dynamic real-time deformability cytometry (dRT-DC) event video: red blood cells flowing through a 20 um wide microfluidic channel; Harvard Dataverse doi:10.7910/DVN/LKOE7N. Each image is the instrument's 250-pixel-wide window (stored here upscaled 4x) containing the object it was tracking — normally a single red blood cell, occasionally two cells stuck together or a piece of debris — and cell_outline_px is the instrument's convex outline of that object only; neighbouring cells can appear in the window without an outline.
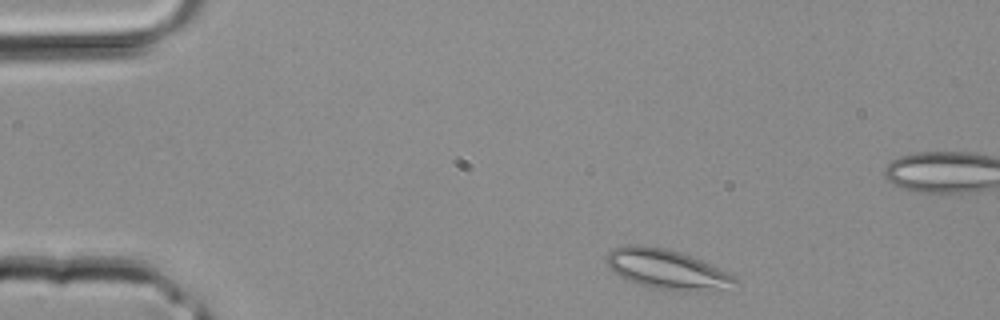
{"species": "common noctule bat (a hibernating species)", "species_latin": "Nyctalus noctula", "temperature_condition": "room temperature", "stored_images_in_passage": 35, "segment_of_instrument_passage": [1, 2], "camera_frame_rate_fps": 3000, "um_per_image_px": 0.085, "animal": {"sex": "male", "body_mass_g": 20.4}, "frame": {"image": 1, "passage_image": 2, "time_ms": 0.333, "image_size_px": [1000, 320], "cell_outline_px": [[740, 284], [708, 292], [684, 292], [652, 288], [628, 280], [612, 272], [604, 260], [608, 252], [612, 248], [628, 244], [640, 244], [664, 248], [680, 252], [692, 256], [740, 280]], "centroid_in_image_um": [56.64, 22.9], "position_along_channel_um": 28.4, "area_um2": 30.06}}
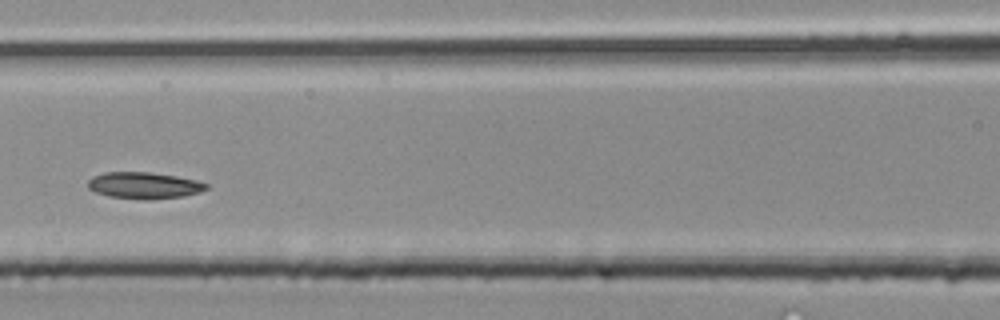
{"frame": {"image": 2, "passage_image": 13, "time_ms": 4.0, "image_size_px": [1000, 320], "cell_outline_px": [[208, 188], [200, 192], [184, 196], [152, 200], [144, 200], [108, 196], [96, 192], [88, 188], [88, 180], [92, 176], [104, 172], [148, 172], [176, 176], [196, 180], [208, 184]], "centroid_in_image_um": [12.24, 15.77], "position_along_channel_um": 154.4, "area_um2": 18.44}}
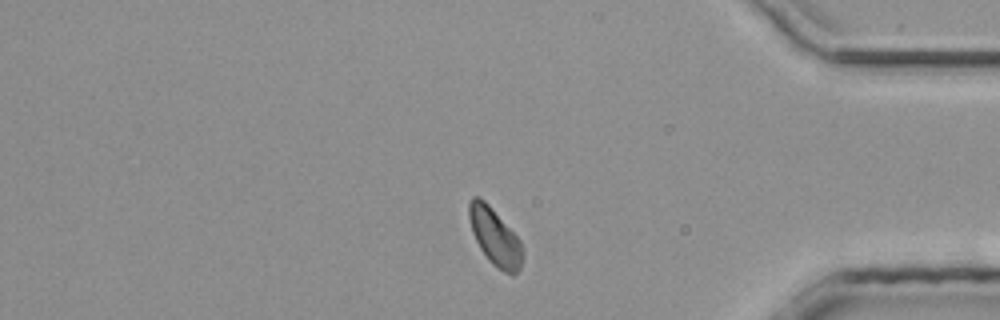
{"frame": {"image": 3, "passage_image": 28, "time_ms": 9.0, "image_size_px": [1000, 320], "cell_outline_px": [[524, 256], [520, 268], [512, 276], [496, 268], [488, 260], [480, 248], [472, 232], [468, 216], [468, 204], [472, 196], [476, 196], [484, 200], [488, 204], [520, 240], [524, 252]], "centroid_in_image_um": [42.07, 20.16], "position_along_channel_um": 393.1, "area_um2": 17.86}}